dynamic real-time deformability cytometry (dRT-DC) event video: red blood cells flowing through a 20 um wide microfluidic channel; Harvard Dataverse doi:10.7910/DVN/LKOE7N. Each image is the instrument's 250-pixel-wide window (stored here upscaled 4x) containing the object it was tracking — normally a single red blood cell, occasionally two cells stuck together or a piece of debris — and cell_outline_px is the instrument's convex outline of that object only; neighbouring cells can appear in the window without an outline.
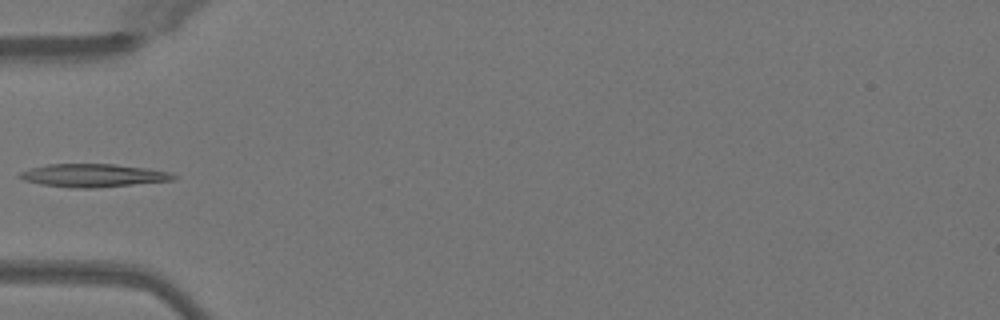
{"species": "Egyptian fruit bat (a non-hibernating species)", "species_latin": "Rousettus aegyptiacus", "temperature_condition": "warm", "stored_images_in_passage": 34, "camera_frame_rate_fps": 3000, "um_per_image_px": 0.085, "animal": {"sex": "female"}, "frame": {"image": 1, "passage_image": 1, "time_ms": 0.0, "image_size_px": [1000, 320], "cell_outline_px": [[176, 180], [96, 188], [72, 188], [40, 184], [24, 180], [20, 176], [20, 172], [32, 168], [48, 164], [112, 164], [148, 168], [168, 172], [176, 176]], "centroid_in_image_um": [7.95, 14.92], "position_along_channel_um": 77.1, "area_um2": 20.58}}
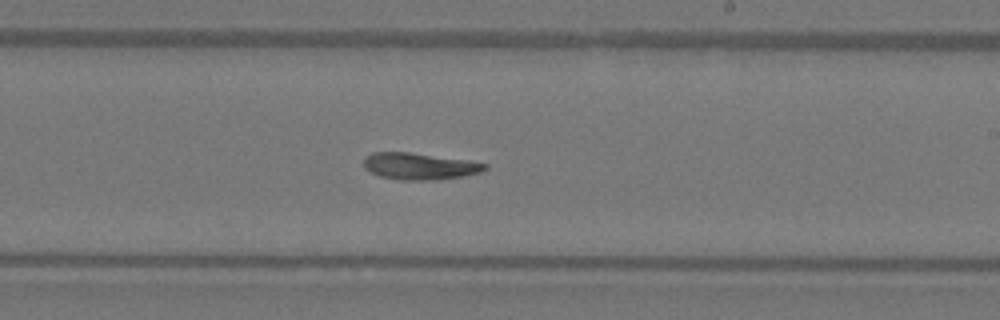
{"frame": {"image": 2, "passage_image": 14, "time_ms": 4.333, "image_size_px": [1000, 320], "cell_outline_px": [[488, 168], [480, 172], [460, 176], [432, 180], [400, 180], [380, 176], [364, 168], [364, 156], [372, 152], [408, 152], [468, 160], [488, 164]], "centroid_in_image_um": [35.63, 14.12], "position_along_channel_um": 253.4, "area_um2": 18.73}}
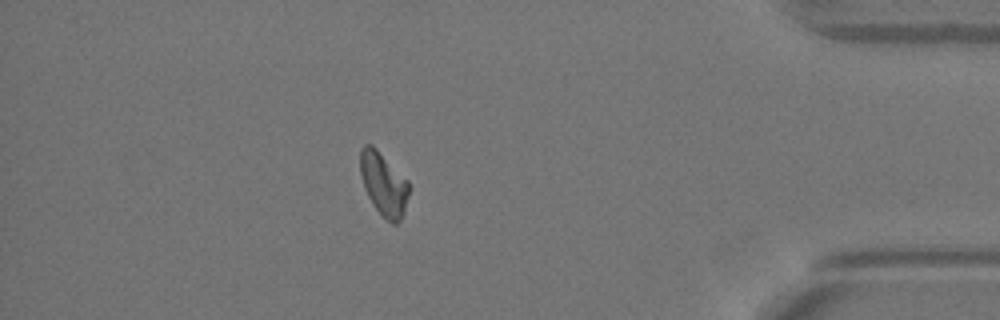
{"frame": {"image": 3, "passage_image": 28, "time_ms": 9.0, "image_size_px": [1000, 320], "cell_outline_px": [[408, 196], [400, 220], [396, 224], [392, 224], [372, 204], [364, 188], [360, 176], [360, 148], [364, 144], [372, 144], [408, 180]], "centroid_in_image_um": [32.57, 15.59], "position_along_channel_um": 402.6, "area_um2": 17.74}}